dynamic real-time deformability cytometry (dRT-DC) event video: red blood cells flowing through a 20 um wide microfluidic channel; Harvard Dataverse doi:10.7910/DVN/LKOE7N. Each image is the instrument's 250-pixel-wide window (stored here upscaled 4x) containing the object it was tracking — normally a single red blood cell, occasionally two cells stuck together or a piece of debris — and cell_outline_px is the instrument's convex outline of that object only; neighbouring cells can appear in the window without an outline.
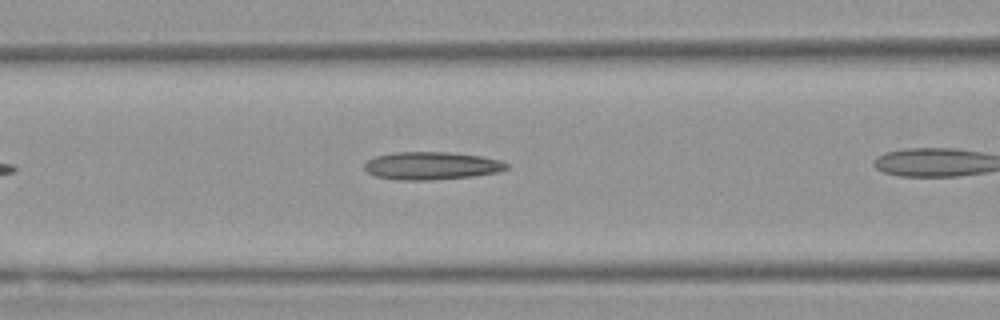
{"species": "Egyptian fruit bat (a non-hibernating species)", "species_latin": "Rousettus aegyptiacus", "temperature_condition": "warm", "stored_images_in_passage": 14, "camera_frame_rate_fps": 3000, "um_per_image_px": 0.085, "animal": {"sex": "female"}, "frame": {"image": 1, "passage_image": 7, "time_ms": 2.0, "image_size_px": [1000, 320], "cell_outline_px": [[508, 168], [496, 172], [472, 176], [428, 180], [400, 180], [376, 176], [368, 172], [364, 168], [364, 164], [368, 160], [376, 156], [392, 152], [452, 152], [480, 156], [500, 160], [508, 164]], "centroid_in_image_um": [36.66, 14.08], "position_along_channel_um": 129.9, "area_um2": 22.89}}
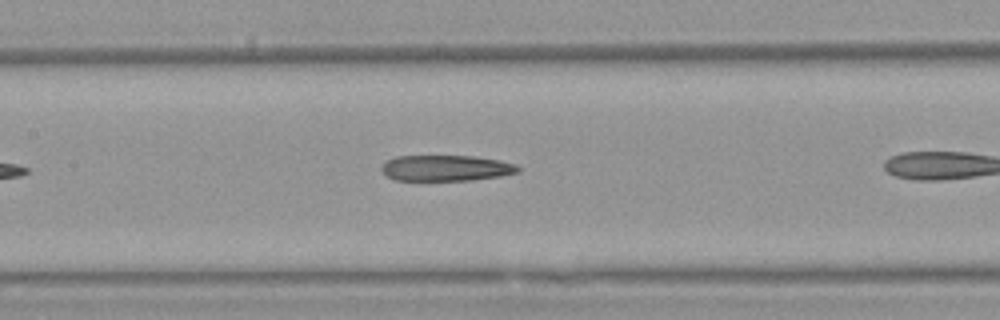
{"frame": {"image": 2, "passage_image": 10, "time_ms": 3.0, "image_size_px": [1000, 320], "cell_outline_px": [[520, 172], [500, 176], [472, 180], [396, 180], [388, 176], [380, 168], [388, 160], [396, 156], [476, 156], [500, 160], [516, 164], [520, 168]], "centroid_in_image_um": [37.96, 14.28], "position_along_channel_um": 169.4, "area_um2": 20.52}}
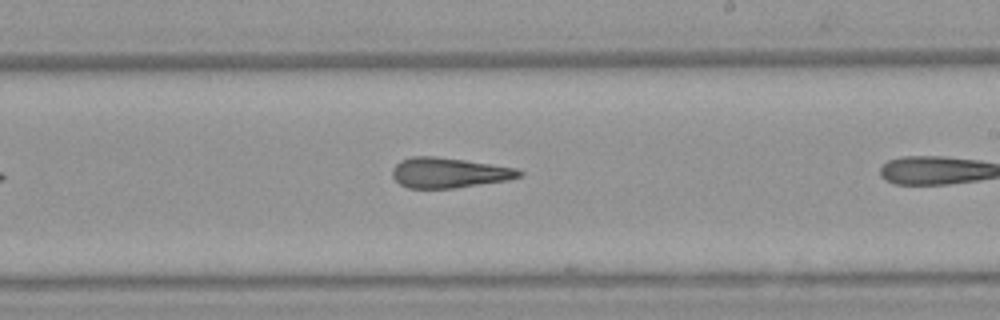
{"frame": {"image": 3, "passage_image": 13, "time_ms": 4.0, "image_size_px": [1000, 320], "cell_outline_px": [[524, 172], [520, 176], [508, 180], [452, 188], [408, 188], [400, 184], [392, 176], [392, 168], [400, 160], [412, 156], [436, 156], [464, 160], [516, 168]], "centroid_in_image_um": [38.13, 14.68], "position_along_channel_um": 250.9, "area_um2": 22.2}}